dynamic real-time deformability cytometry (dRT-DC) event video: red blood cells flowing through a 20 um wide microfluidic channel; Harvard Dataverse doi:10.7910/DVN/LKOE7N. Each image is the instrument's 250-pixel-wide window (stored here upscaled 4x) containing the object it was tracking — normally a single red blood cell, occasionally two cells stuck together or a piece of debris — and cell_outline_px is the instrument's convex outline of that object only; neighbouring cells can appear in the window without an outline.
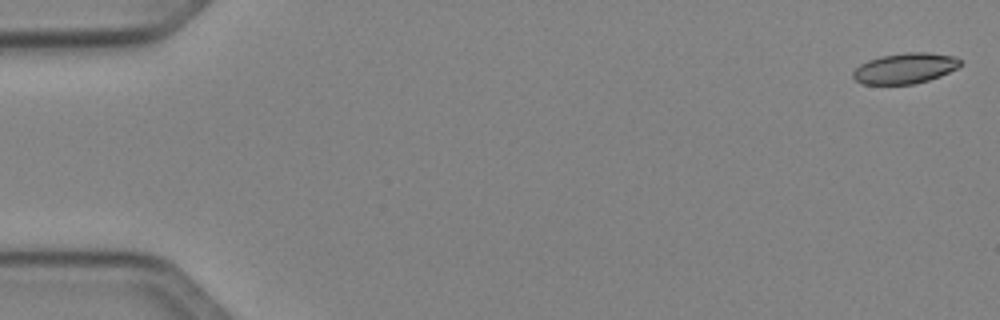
{"species": "Egyptian fruit bat (a non-hibernating species)", "species_latin": "Rousettus aegyptiacus", "temperature_condition": "cold", "stored_images_in_passage": 4, "camera_frame_rate_fps": 3000, "um_per_image_px": 0.085, "animal": {"sex": "female"}, "frame": {"image": 1, "passage_image": 1, "time_ms": 0.0, "image_size_px": [1000, 320], "cell_outline_px": [[960, 64], [956, 68], [940, 76], [928, 80], [912, 84], [864, 84], [856, 80], [852, 76], [852, 72], [860, 64], [868, 60], [880, 56], [904, 52], [928, 52], [952, 56], [960, 60]], "centroid_in_image_um": [76.89, 5.8], "position_along_channel_um": 8.1, "area_um2": 18.96}}
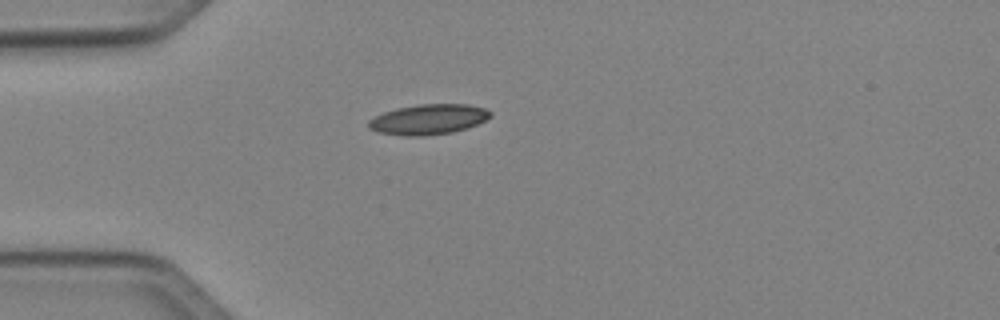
{"frame": {"image": 2, "passage_image": 4, "time_ms": 4.333, "image_size_px": [1000, 320], "cell_outline_px": [[492, 116], [468, 128], [452, 132], [424, 136], [408, 136], [380, 132], [368, 128], [368, 120], [384, 112], [396, 108], [420, 104], [468, 104], [484, 108], [492, 112]], "centroid_in_image_um": [36.43, 10.14], "position_along_channel_um": 48.6, "area_um2": 21.39}}